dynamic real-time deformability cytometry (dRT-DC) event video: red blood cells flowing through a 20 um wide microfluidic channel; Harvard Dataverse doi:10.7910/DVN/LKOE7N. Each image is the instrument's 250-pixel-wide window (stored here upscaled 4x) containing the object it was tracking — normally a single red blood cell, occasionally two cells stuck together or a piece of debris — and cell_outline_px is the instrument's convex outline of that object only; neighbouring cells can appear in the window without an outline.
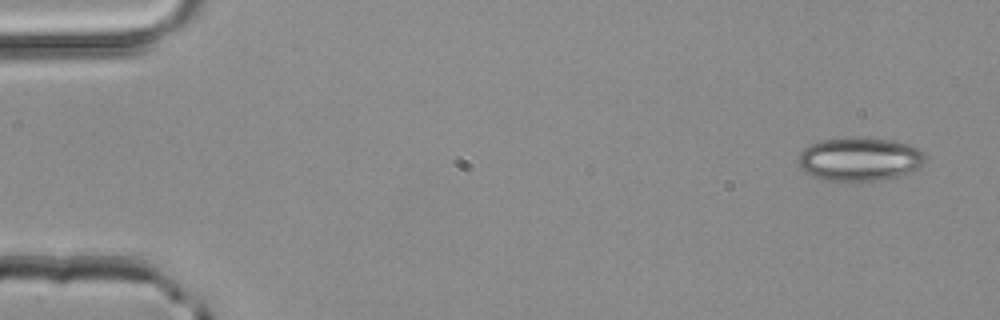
{"species": "common noctule bat (a hibernating species)", "species_latin": "Nyctalus noctula", "temperature_condition": "room temperature", "stored_images_in_passage": 3, "camera_frame_rate_fps": 3000, "um_per_image_px": 0.085, "animal": {"sex": "male", "body_mass_g": 20.4}, "frame": {"image": 1, "passage_image": 1, "time_ms": 0.0, "image_size_px": [1000, 320], "cell_outline_px": [[924, 164], [908, 172], [896, 176], [880, 180], [820, 180], [812, 176], [800, 168], [800, 152], [808, 144], [820, 140], [852, 136], [892, 140], [908, 144], [924, 152]], "centroid_in_image_um": [73.03, 13.5], "position_along_channel_um": 12.0, "area_um2": 32.14}}